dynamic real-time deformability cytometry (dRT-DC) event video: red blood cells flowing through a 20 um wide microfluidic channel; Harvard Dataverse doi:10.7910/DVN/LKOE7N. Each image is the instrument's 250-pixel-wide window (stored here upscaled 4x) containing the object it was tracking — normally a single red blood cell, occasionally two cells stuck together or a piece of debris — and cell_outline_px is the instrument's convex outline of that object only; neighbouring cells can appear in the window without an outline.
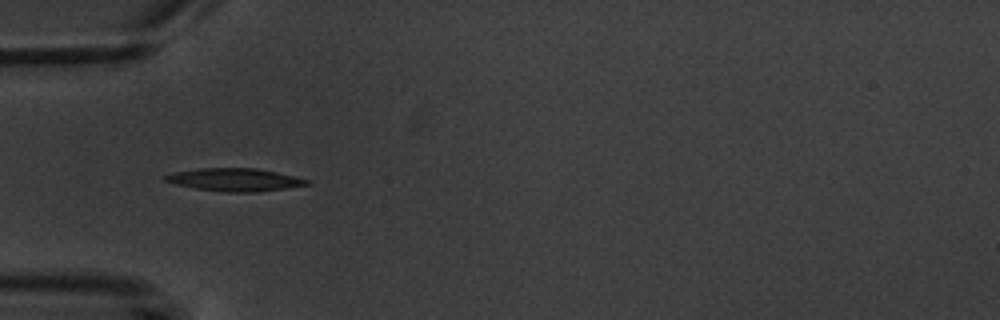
{"species": "common noctule bat (a hibernating species)", "species_latin": "Nyctalus noctula", "temperature_condition": "warm", "stored_images_in_passage": 2, "camera_frame_rate_fps": 3000, "um_per_image_px": 0.085, "animal": {"sex": "male", "body_mass_g": 20.1, "forearm_length_mm": 53.5}, "frame": {"image": 1, "passage_image": 1, "time_ms": 0.0, "image_size_px": [1000, 320], "cell_outline_px": [[312, 184], [288, 188], [260, 192], [224, 192], [196, 188], [176, 184], [164, 180], [164, 176], [172, 172], [196, 168], [256, 168], [276, 172], [312, 180]], "centroid_in_image_um": [20.0, 15.27], "position_along_channel_um": 65.0, "area_um2": 19.02}}